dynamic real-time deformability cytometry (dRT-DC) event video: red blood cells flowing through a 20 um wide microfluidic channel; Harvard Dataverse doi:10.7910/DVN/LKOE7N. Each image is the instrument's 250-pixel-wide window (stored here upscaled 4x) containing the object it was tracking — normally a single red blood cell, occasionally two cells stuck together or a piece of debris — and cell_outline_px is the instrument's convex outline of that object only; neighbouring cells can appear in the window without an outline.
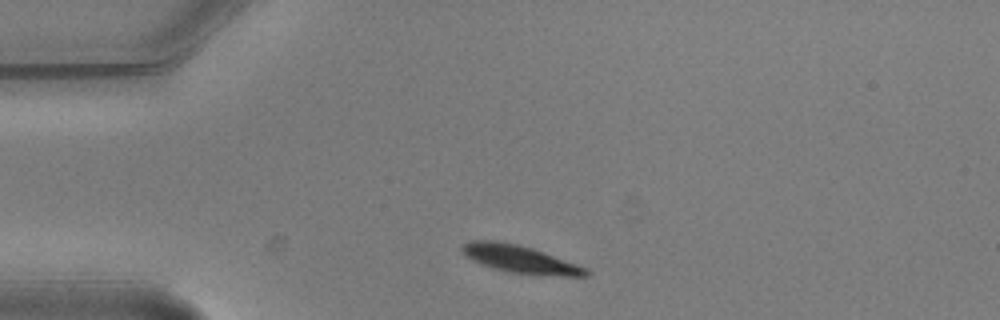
{"species": "common noctule bat (a hibernating species)", "species_latin": "Nyctalus noctula", "temperature_condition": "warm", "stored_images_in_passage": 2, "camera_frame_rate_fps": 3000, "um_per_image_px": 0.085, "animal": {"sex": "male", "body_mass_g": 20.5, "forearm_length_mm": 52.5}, "frame": {"image": 1, "passage_image": 1, "time_ms": 0.0, "image_size_px": [1000, 320], "cell_outline_px": [[592, 272], [588, 276], [564, 276], [508, 272], [480, 264], [472, 260], [460, 248], [464, 244], [472, 240], [496, 240], [516, 244], [532, 248], [588, 268]], "centroid_in_image_um": [44.24, 22.03], "position_along_channel_um": 40.8, "area_um2": 19.71}}